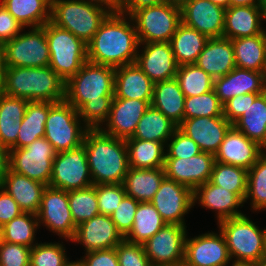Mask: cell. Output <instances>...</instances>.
Segmentation results:
<instances>
[{
  "instance_id": "31",
  "label": "cell",
  "mask_w": 266,
  "mask_h": 266,
  "mask_svg": "<svg viewBox=\"0 0 266 266\" xmlns=\"http://www.w3.org/2000/svg\"><path fill=\"white\" fill-rule=\"evenodd\" d=\"M28 101L0 93V142L7 149H17L18 132Z\"/></svg>"
},
{
  "instance_id": "51",
  "label": "cell",
  "mask_w": 266,
  "mask_h": 266,
  "mask_svg": "<svg viewBox=\"0 0 266 266\" xmlns=\"http://www.w3.org/2000/svg\"><path fill=\"white\" fill-rule=\"evenodd\" d=\"M139 202L133 197L125 196L111 215L116 229L125 237L133 227L134 216Z\"/></svg>"
},
{
  "instance_id": "67",
  "label": "cell",
  "mask_w": 266,
  "mask_h": 266,
  "mask_svg": "<svg viewBox=\"0 0 266 266\" xmlns=\"http://www.w3.org/2000/svg\"><path fill=\"white\" fill-rule=\"evenodd\" d=\"M263 18L266 21V0H264V4H263ZM265 33H266V29H264Z\"/></svg>"
},
{
  "instance_id": "54",
  "label": "cell",
  "mask_w": 266,
  "mask_h": 266,
  "mask_svg": "<svg viewBox=\"0 0 266 266\" xmlns=\"http://www.w3.org/2000/svg\"><path fill=\"white\" fill-rule=\"evenodd\" d=\"M79 261L81 266H119L115 248L87 252Z\"/></svg>"
},
{
  "instance_id": "11",
  "label": "cell",
  "mask_w": 266,
  "mask_h": 266,
  "mask_svg": "<svg viewBox=\"0 0 266 266\" xmlns=\"http://www.w3.org/2000/svg\"><path fill=\"white\" fill-rule=\"evenodd\" d=\"M3 45L7 67H44L50 64L45 25L30 27ZM24 32V33H23Z\"/></svg>"
},
{
  "instance_id": "65",
  "label": "cell",
  "mask_w": 266,
  "mask_h": 266,
  "mask_svg": "<svg viewBox=\"0 0 266 266\" xmlns=\"http://www.w3.org/2000/svg\"><path fill=\"white\" fill-rule=\"evenodd\" d=\"M64 266H81L80 265V261L76 260V261H68Z\"/></svg>"
},
{
  "instance_id": "60",
  "label": "cell",
  "mask_w": 266,
  "mask_h": 266,
  "mask_svg": "<svg viewBox=\"0 0 266 266\" xmlns=\"http://www.w3.org/2000/svg\"><path fill=\"white\" fill-rule=\"evenodd\" d=\"M264 0H230V7L263 6Z\"/></svg>"
},
{
  "instance_id": "9",
  "label": "cell",
  "mask_w": 266,
  "mask_h": 266,
  "mask_svg": "<svg viewBox=\"0 0 266 266\" xmlns=\"http://www.w3.org/2000/svg\"><path fill=\"white\" fill-rule=\"evenodd\" d=\"M139 43L169 42L181 20V9L167 3L145 7L131 16Z\"/></svg>"
},
{
  "instance_id": "1",
  "label": "cell",
  "mask_w": 266,
  "mask_h": 266,
  "mask_svg": "<svg viewBox=\"0 0 266 266\" xmlns=\"http://www.w3.org/2000/svg\"><path fill=\"white\" fill-rule=\"evenodd\" d=\"M115 68L86 61L66 81L64 100L77 111L89 129H100L110 114Z\"/></svg>"
},
{
  "instance_id": "25",
  "label": "cell",
  "mask_w": 266,
  "mask_h": 266,
  "mask_svg": "<svg viewBox=\"0 0 266 266\" xmlns=\"http://www.w3.org/2000/svg\"><path fill=\"white\" fill-rule=\"evenodd\" d=\"M213 89L224 104L238 95L263 93L266 91V84L263 72L235 67L227 75L215 78Z\"/></svg>"
},
{
  "instance_id": "56",
  "label": "cell",
  "mask_w": 266,
  "mask_h": 266,
  "mask_svg": "<svg viewBox=\"0 0 266 266\" xmlns=\"http://www.w3.org/2000/svg\"><path fill=\"white\" fill-rule=\"evenodd\" d=\"M23 211L17 202L0 187V226L10 222Z\"/></svg>"
},
{
  "instance_id": "57",
  "label": "cell",
  "mask_w": 266,
  "mask_h": 266,
  "mask_svg": "<svg viewBox=\"0 0 266 266\" xmlns=\"http://www.w3.org/2000/svg\"><path fill=\"white\" fill-rule=\"evenodd\" d=\"M164 3V0H123L118 12L131 16L135 11Z\"/></svg>"
},
{
  "instance_id": "69",
  "label": "cell",
  "mask_w": 266,
  "mask_h": 266,
  "mask_svg": "<svg viewBox=\"0 0 266 266\" xmlns=\"http://www.w3.org/2000/svg\"><path fill=\"white\" fill-rule=\"evenodd\" d=\"M260 266H266V255L261 259Z\"/></svg>"
},
{
  "instance_id": "16",
  "label": "cell",
  "mask_w": 266,
  "mask_h": 266,
  "mask_svg": "<svg viewBox=\"0 0 266 266\" xmlns=\"http://www.w3.org/2000/svg\"><path fill=\"white\" fill-rule=\"evenodd\" d=\"M230 262L228 247L220 230L186 237L184 266H227Z\"/></svg>"
},
{
  "instance_id": "35",
  "label": "cell",
  "mask_w": 266,
  "mask_h": 266,
  "mask_svg": "<svg viewBox=\"0 0 266 266\" xmlns=\"http://www.w3.org/2000/svg\"><path fill=\"white\" fill-rule=\"evenodd\" d=\"M235 66L263 72L266 58V33L232 39Z\"/></svg>"
},
{
  "instance_id": "26",
  "label": "cell",
  "mask_w": 266,
  "mask_h": 266,
  "mask_svg": "<svg viewBox=\"0 0 266 266\" xmlns=\"http://www.w3.org/2000/svg\"><path fill=\"white\" fill-rule=\"evenodd\" d=\"M263 6H237L225 10L222 37L236 39L264 33Z\"/></svg>"
},
{
  "instance_id": "27",
  "label": "cell",
  "mask_w": 266,
  "mask_h": 266,
  "mask_svg": "<svg viewBox=\"0 0 266 266\" xmlns=\"http://www.w3.org/2000/svg\"><path fill=\"white\" fill-rule=\"evenodd\" d=\"M195 64L214 79L227 75L236 67L232 40L209 38Z\"/></svg>"
},
{
  "instance_id": "19",
  "label": "cell",
  "mask_w": 266,
  "mask_h": 266,
  "mask_svg": "<svg viewBox=\"0 0 266 266\" xmlns=\"http://www.w3.org/2000/svg\"><path fill=\"white\" fill-rule=\"evenodd\" d=\"M140 47L135 63L154 84L176 78L178 64L170 42L140 43Z\"/></svg>"
},
{
  "instance_id": "48",
  "label": "cell",
  "mask_w": 266,
  "mask_h": 266,
  "mask_svg": "<svg viewBox=\"0 0 266 266\" xmlns=\"http://www.w3.org/2000/svg\"><path fill=\"white\" fill-rule=\"evenodd\" d=\"M165 146L167 148L165 159H188L202 152L196 142L183 133L178 127Z\"/></svg>"
},
{
  "instance_id": "52",
  "label": "cell",
  "mask_w": 266,
  "mask_h": 266,
  "mask_svg": "<svg viewBox=\"0 0 266 266\" xmlns=\"http://www.w3.org/2000/svg\"><path fill=\"white\" fill-rule=\"evenodd\" d=\"M30 251L25 245L2 241L0 266H30Z\"/></svg>"
},
{
  "instance_id": "12",
  "label": "cell",
  "mask_w": 266,
  "mask_h": 266,
  "mask_svg": "<svg viewBox=\"0 0 266 266\" xmlns=\"http://www.w3.org/2000/svg\"><path fill=\"white\" fill-rule=\"evenodd\" d=\"M93 185L84 144L58 152L53 160L49 186L64 191L84 189Z\"/></svg>"
},
{
  "instance_id": "41",
  "label": "cell",
  "mask_w": 266,
  "mask_h": 266,
  "mask_svg": "<svg viewBox=\"0 0 266 266\" xmlns=\"http://www.w3.org/2000/svg\"><path fill=\"white\" fill-rule=\"evenodd\" d=\"M248 170L221 162L214 163L209 182L235 193L243 202L247 193Z\"/></svg>"
},
{
  "instance_id": "68",
  "label": "cell",
  "mask_w": 266,
  "mask_h": 266,
  "mask_svg": "<svg viewBox=\"0 0 266 266\" xmlns=\"http://www.w3.org/2000/svg\"><path fill=\"white\" fill-rule=\"evenodd\" d=\"M263 76H264V81L266 84V58H265V65H264V69H263Z\"/></svg>"
},
{
  "instance_id": "42",
  "label": "cell",
  "mask_w": 266,
  "mask_h": 266,
  "mask_svg": "<svg viewBox=\"0 0 266 266\" xmlns=\"http://www.w3.org/2000/svg\"><path fill=\"white\" fill-rule=\"evenodd\" d=\"M39 228L37 214L23 212L2 226V239L32 248L37 244L35 233Z\"/></svg>"
},
{
  "instance_id": "30",
  "label": "cell",
  "mask_w": 266,
  "mask_h": 266,
  "mask_svg": "<svg viewBox=\"0 0 266 266\" xmlns=\"http://www.w3.org/2000/svg\"><path fill=\"white\" fill-rule=\"evenodd\" d=\"M232 126L266 148V91L249 93V107Z\"/></svg>"
},
{
  "instance_id": "43",
  "label": "cell",
  "mask_w": 266,
  "mask_h": 266,
  "mask_svg": "<svg viewBox=\"0 0 266 266\" xmlns=\"http://www.w3.org/2000/svg\"><path fill=\"white\" fill-rule=\"evenodd\" d=\"M176 79L185 97L207 93L214 86V78L196 64L178 66Z\"/></svg>"
},
{
  "instance_id": "39",
  "label": "cell",
  "mask_w": 266,
  "mask_h": 266,
  "mask_svg": "<svg viewBox=\"0 0 266 266\" xmlns=\"http://www.w3.org/2000/svg\"><path fill=\"white\" fill-rule=\"evenodd\" d=\"M177 126L151 105L141 117L132 137L127 139L151 140L166 145Z\"/></svg>"
},
{
  "instance_id": "6",
  "label": "cell",
  "mask_w": 266,
  "mask_h": 266,
  "mask_svg": "<svg viewBox=\"0 0 266 266\" xmlns=\"http://www.w3.org/2000/svg\"><path fill=\"white\" fill-rule=\"evenodd\" d=\"M231 259L260 263L266 255V228L262 229L246 214L217 223Z\"/></svg>"
},
{
  "instance_id": "10",
  "label": "cell",
  "mask_w": 266,
  "mask_h": 266,
  "mask_svg": "<svg viewBox=\"0 0 266 266\" xmlns=\"http://www.w3.org/2000/svg\"><path fill=\"white\" fill-rule=\"evenodd\" d=\"M56 151L44 137L23 148L9 150V168L49 186Z\"/></svg>"
},
{
  "instance_id": "20",
  "label": "cell",
  "mask_w": 266,
  "mask_h": 266,
  "mask_svg": "<svg viewBox=\"0 0 266 266\" xmlns=\"http://www.w3.org/2000/svg\"><path fill=\"white\" fill-rule=\"evenodd\" d=\"M124 237L109 215L98 214L76 227L71 242L82 244L85 253L115 248Z\"/></svg>"
},
{
  "instance_id": "29",
  "label": "cell",
  "mask_w": 266,
  "mask_h": 266,
  "mask_svg": "<svg viewBox=\"0 0 266 266\" xmlns=\"http://www.w3.org/2000/svg\"><path fill=\"white\" fill-rule=\"evenodd\" d=\"M47 185L8 168L1 188L18 204L23 212L37 214L41 205L42 194Z\"/></svg>"
},
{
  "instance_id": "61",
  "label": "cell",
  "mask_w": 266,
  "mask_h": 266,
  "mask_svg": "<svg viewBox=\"0 0 266 266\" xmlns=\"http://www.w3.org/2000/svg\"><path fill=\"white\" fill-rule=\"evenodd\" d=\"M93 2L100 3L111 11H119L123 0H92Z\"/></svg>"
},
{
  "instance_id": "38",
  "label": "cell",
  "mask_w": 266,
  "mask_h": 266,
  "mask_svg": "<svg viewBox=\"0 0 266 266\" xmlns=\"http://www.w3.org/2000/svg\"><path fill=\"white\" fill-rule=\"evenodd\" d=\"M49 112V102L28 101L21 127L18 132L17 148H23L45 136V123Z\"/></svg>"
},
{
  "instance_id": "49",
  "label": "cell",
  "mask_w": 266,
  "mask_h": 266,
  "mask_svg": "<svg viewBox=\"0 0 266 266\" xmlns=\"http://www.w3.org/2000/svg\"><path fill=\"white\" fill-rule=\"evenodd\" d=\"M98 210L100 214L111 216L126 196L123 184L96 185Z\"/></svg>"
},
{
  "instance_id": "50",
  "label": "cell",
  "mask_w": 266,
  "mask_h": 266,
  "mask_svg": "<svg viewBox=\"0 0 266 266\" xmlns=\"http://www.w3.org/2000/svg\"><path fill=\"white\" fill-rule=\"evenodd\" d=\"M115 249L119 266H151L142 244L123 239Z\"/></svg>"
},
{
  "instance_id": "71",
  "label": "cell",
  "mask_w": 266,
  "mask_h": 266,
  "mask_svg": "<svg viewBox=\"0 0 266 266\" xmlns=\"http://www.w3.org/2000/svg\"><path fill=\"white\" fill-rule=\"evenodd\" d=\"M51 4L54 2V1H56V0H48Z\"/></svg>"
},
{
  "instance_id": "3",
  "label": "cell",
  "mask_w": 266,
  "mask_h": 266,
  "mask_svg": "<svg viewBox=\"0 0 266 266\" xmlns=\"http://www.w3.org/2000/svg\"><path fill=\"white\" fill-rule=\"evenodd\" d=\"M83 144L93 185L123 184L129 169L125 139L89 129Z\"/></svg>"
},
{
  "instance_id": "70",
  "label": "cell",
  "mask_w": 266,
  "mask_h": 266,
  "mask_svg": "<svg viewBox=\"0 0 266 266\" xmlns=\"http://www.w3.org/2000/svg\"><path fill=\"white\" fill-rule=\"evenodd\" d=\"M3 239H2V227L0 226V245L2 243Z\"/></svg>"
},
{
  "instance_id": "33",
  "label": "cell",
  "mask_w": 266,
  "mask_h": 266,
  "mask_svg": "<svg viewBox=\"0 0 266 266\" xmlns=\"http://www.w3.org/2000/svg\"><path fill=\"white\" fill-rule=\"evenodd\" d=\"M165 177L164 168L129 167L123 186L127 196L133 197L138 202H150Z\"/></svg>"
},
{
  "instance_id": "44",
  "label": "cell",
  "mask_w": 266,
  "mask_h": 266,
  "mask_svg": "<svg viewBox=\"0 0 266 266\" xmlns=\"http://www.w3.org/2000/svg\"><path fill=\"white\" fill-rule=\"evenodd\" d=\"M68 202L72 219L76 226L100 214L98 210L96 185L68 191Z\"/></svg>"
},
{
  "instance_id": "36",
  "label": "cell",
  "mask_w": 266,
  "mask_h": 266,
  "mask_svg": "<svg viewBox=\"0 0 266 266\" xmlns=\"http://www.w3.org/2000/svg\"><path fill=\"white\" fill-rule=\"evenodd\" d=\"M128 165L137 169L164 168L166 146L151 140L125 139Z\"/></svg>"
},
{
  "instance_id": "63",
  "label": "cell",
  "mask_w": 266,
  "mask_h": 266,
  "mask_svg": "<svg viewBox=\"0 0 266 266\" xmlns=\"http://www.w3.org/2000/svg\"><path fill=\"white\" fill-rule=\"evenodd\" d=\"M190 0H164V3L182 9Z\"/></svg>"
},
{
  "instance_id": "2",
  "label": "cell",
  "mask_w": 266,
  "mask_h": 266,
  "mask_svg": "<svg viewBox=\"0 0 266 266\" xmlns=\"http://www.w3.org/2000/svg\"><path fill=\"white\" fill-rule=\"evenodd\" d=\"M139 45L132 18L112 11L87 44L88 61L113 68L134 64Z\"/></svg>"
},
{
  "instance_id": "15",
  "label": "cell",
  "mask_w": 266,
  "mask_h": 266,
  "mask_svg": "<svg viewBox=\"0 0 266 266\" xmlns=\"http://www.w3.org/2000/svg\"><path fill=\"white\" fill-rule=\"evenodd\" d=\"M150 202L166 224L186 226L184 216L194 207L193 191L165 177Z\"/></svg>"
},
{
  "instance_id": "17",
  "label": "cell",
  "mask_w": 266,
  "mask_h": 266,
  "mask_svg": "<svg viewBox=\"0 0 266 266\" xmlns=\"http://www.w3.org/2000/svg\"><path fill=\"white\" fill-rule=\"evenodd\" d=\"M151 102L139 99L113 98L110 114L100 130L116 138L132 137L138 122L150 107Z\"/></svg>"
},
{
  "instance_id": "4",
  "label": "cell",
  "mask_w": 266,
  "mask_h": 266,
  "mask_svg": "<svg viewBox=\"0 0 266 266\" xmlns=\"http://www.w3.org/2000/svg\"><path fill=\"white\" fill-rule=\"evenodd\" d=\"M66 82L50 67H7L2 93L27 101L56 103L65 98Z\"/></svg>"
},
{
  "instance_id": "22",
  "label": "cell",
  "mask_w": 266,
  "mask_h": 266,
  "mask_svg": "<svg viewBox=\"0 0 266 266\" xmlns=\"http://www.w3.org/2000/svg\"><path fill=\"white\" fill-rule=\"evenodd\" d=\"M225 10L209 0H190L181 9V20L208 38H219L223 35Z\"/></svg>"
},
{
  "instance_id": "64",
  "label": "cell",
  "mask_w": 266,
  "mask_h": 266,
  "mask_svg": "<svg viewBox=\"0 0 266 266\" xmlns=\"http://www.w3.org/2000/svg\"><path fill=\"white\" fill-rule=\"evenodd\" d=\"M213 4L219 5L225 9L230 7V0H209Z\"/></svg>"
},
{
  "instance_id": "34",
  "label": "cell",
  "mask_w": 266,
  "mask_h": 266,
  "mask_svg": "<svg viewBox=\"0 0 266 266\" xmlns=\"http://www.w3.org/2000/svg\"><path fill=\"white\" fill-rule=\"evenodd\" d=\"M209 38L181 22L170 39V45L178 66L195 64Z\"/></svg>"
},
{
  "instance_id": "37",
  "label": "cell",
  "mask_w": 266,
  "mask_h": 266,
  "mask_svg": "<svg viewBox=\"0 0 266 266\" xmlns=\"http://www.w3.org/2000/svg\"><path fill=\"white\" fill-rule=\"evenodd\" d=\"M0 3L24 28L41 27L51 19L48 0H0Z\"/></svg>"
},
{
  "instance_id": "13",
  "label": "cell",
  "mask_w": 266,
  "mask_h": 266,
  "mask_svg": "<svg viewBox=\"0 0 266 266\" xmlns=\"http://www.w3.org/2000/svg\"><path fill=\"white\" fill-rule=\"evenodd\" d=\"M37 218L39 226H45L60 238L63 237V240L71 241L74 238L77 226L72 219L67 191L47 186L42 194Z\"/></svg>"
},
{
  "instance_id": "62",
  "label": "cell",
  "mask_w": 266,
  "mask_h": 266,
  "mask_svg": "<svg viewBox=\"0 0 266 266\" xmlns=\"http://www.w3.org/2000/svg\"><path fill=\"white\" fill-rule=\"evenodd\" d=\"M232 265L230 263L227 266H260V263L251 262V261H240V260H232Z\"/></svg>"
},
{
  "instance_id": "28",
  "label": "cell",
  "mask_w": 266,
  "mask_h": 266,
  "mask_svg": "<svg viewBox=\"0 0 266 266\" xmlns=\"http://www.w3.org/2000/svg\"><path fill=\"white\" fill-rule=\"evenodd\" d=\"M153 86L136 63L115 68L113 98L152 101Z\"/></svg>"
},
{
  "instance_id": "7",
  "label": "cell",
  "mask_w": 266,
  "mask_h": 266,
  "mask_svg": "<svg viewBox=\"0 0 266 266\" xmlns=\"http://www.w3.org/2000/svg\"><path fill=\"white\" fill-rule=\"evenodd\" d=\"M49 66L66 82L88 61L87 44L51 21L45 24Z\"/></svg>"
},
{
  "instance_id": "53",
  "label": "cell",
  "mask_w": 266,
  "mask_h": 266,
  "mask_svg": "<svg viewBox=\"0 0 266 266\" xmlns=\"http://www.w3.org/2000/svg\"><path fill=\"white\" fill-rule=\"evenodd\" d=\"M25 29L26 28H24V26L0 3V45L3 46Z\"/></svg>"
},
{
  "instance_id": "18",
  "label": "cell",
  "mask_w": 266,
  "mask_h": 266,
  "mask_svg": "<svg viewBox=\"0 0 266 266\" xmlns=\"http://www.w3.org/2000/svg\"><path fill=\"white\" fill-rule=\"evenodd\" d=\"M214 163L215 155L207 152H201L188 159H165V176L194 191L209 181Z\"/></svg>"
},
{
  "instance_id": "23",
  "label": "cell",
  "mask_w": 266,
  "mask_h": 266,
  "mask_svg": "<svg viewBox=\"0 0 266 266\" xmlns=\"http://www.w3.org/2000/svg\"><path fill=\"white\" fill-rule=\"evenodd\" d=\"M263 154V147L232 126L215 154V161L249 170Z\"/></svg>"
},
{
  "instance_id": "40",
  "label": "cell",
  "mask_w": 266,
  "mask_h": 266,
  "mask_svg": "<svg viewBox=\"0 0 266 266\" xmlns=\"http://www.w3.org/2000/svg\"><path fill=\"white\" fill-rule=\"evenodd\" d=\"M165 224V221L151 202H139L134 216L133 227L124 239L131 243L143 244Z\"/></svg>"
},
{
  "instance_id": "46",
  "label": "cell",
  "mask_w": 266,
  "mask_h": 266,
  "mask_svg": "<svg viewBox=\"0 0 266 266\" xmlns=\"http://www.w3.org/2000/svg\"><path fill=\"white\" fill-rule=\"evenodd\" d=\"M223 116V104L214 89L197 96L185 97L184 119Z\"/></svg>"
},
{
  "instance_id": "14",
  "label": "cell",
  "mask_w": 266,
  "mask_h": 266,
  "mask_svg": "<svg viewBox=\"0 0 266 266\" xmlns=\"http://www.w3.org/2000/svg\"><path fill=\"white\" fill-rule=\"evenodd\" d=\"M187 226L165 224L143 243L151 265L184 263Z\"/></svg>"
},
{
  "instance_id": "59",
  "label": "cell",
  "mask_w": 266,
  "mask_h": 266,
  "mask_svg": "<svg viewBox=\"0 0 266 266\" xmlns=\"http://www.w3.org/2000/svg\"><path fill=\"white\" fill-rule=\"evenodd\" d=\"M6 59L3 46L0 47V93H2L4 85V77L6 72Z\"/></svg>"
},
{
  "instance_id": "47",
  "label": "cell",
  "mask_w": 266,
  "mask_h": 266,
  "mask_svg": "<svg viewBox=\"0 0 266 266\" xmlns=\"http://www.w3.org/2000/svg\"><path fill=\"white\" fill-rule=\"evenodd\" d=\"M63 245V242H37L30 251V266H64L70 260Z\"/></svg>"
},
{
  "instance_id": "58",
  "label": "cell",
  "mask_w": 266,
  "mask_h": 266,
  "mask_svg": "<svg viewBox=\"0 0 266 266\" xmlns=\"http://www.w3.org/2000/svg\"><path fill=\"white\" fill-rule=\"evenodd\" d=\"M9 168V150L0 142V187Z\"/></svg>"
},
{
  "instance_id": "55",
  "label": "cell",
  "mask_w": 266,
  "mask_h": 266,
  "mask_svg": "<svg viewBox=\"0 0 266 266\" xmlns=\"http://www.w3.org/2000/svg\"><path fill=\"white\" fill-rule=\"evenodd\" d=\"M249 107V94L238 95L223 104V116L233 124Z\"/></svg>"
},
{
  "instance_id": "45",
  "label": "cell",
  "mask_w": 266,
  "mask_h": 266,
  "mask_svg": "<svg viewBox=\"0 0 266 266\" xmlns=\"http://www.w3.org/2000/svg\"><path fill=\"white\" fill-rule=\"evenodd\" d=\"M250 199L253 211L266 210V154L248 170L247 193L244 203Z\"/></svg>"
},
{
  "instance_id": "8",
  "label": "cell",
  "mask_w": 266,
  "mask_h": 266,
  "mask_svg": "<svg viewBox=\"0 0 266 266\" xmlns=\"http://www.w3.org/2000/svg\"><path fill=\"white\" fill-rule=\"evenodd\" d=\"M88 130L78 111L70 103L65 100L49 102L44 138L52 144L57 153L82 145Z\"/></svg>"
},
{
  "instance_id": "5",
  "label": "cell",
  "mask_w": 266,
  "mask_h": 266,
  "mask_svg": "<svg viewBox=\"0 0 266 266\" xmlns=\"http://www.w3.org/2000/svg\"><path fill=\"white\" fill-rule=\"evenodd\" d=\"M112 11L92 0H56L50 21L88 44Z\"/></svg>"
},
{
  "instance_id": "66",
  "label": "cell",
  "mask_w": 266,
  "mask_h": 266,
  "mask_svg": "<svg viewBox=\"0 0 266 266\" xmlns=\"http://www.w3.org/2000/svg\"><path fill=\"white\" fill-rule=\"evenodd\" d=\"M151 266H184V263H177V264H159V265H151Z\"/></svg>"
},
{
  "instance_id": "21",
  "label": "cell",
  "mask_w": 266,
  "mask_h": 266,
  "mask_svg": "<svg viewBox=\"0 0 266 266\" xmlns=\"http://www.w3.org/2000/svg\"><path fill=\"white\" fill-rule=\"evenodd\" d=\"M232 124L224 116L183 119L178 128L193 139L202 152L215 155Z\"/></svg>"
},
{
  "instance_id": "24",
  "label": "cell",
  "mask_w": 266,
  "mask_h": 266,
  "mask_svg": "<svg viewBox=\"0 0 266 266\" xmlns=\"http://www.w3.org/2000/svg\"><path fill=\"white\" fill-rule=\"evenodd\" d=\"M198 203L201 207L215 211L217 223L244 215L238 208L244 202L233 192L207 181L193 191V205Z\"/></svg>"
},
{
  "instance_id": "32",
  "label": "cell",
  "mask_w": 266,
  "mask_h": 266,
  "mask_svg": "<svg viewBox=\"0 0 266 266\" xmlns=\"http://www.w3.org/2000/svg\"><path fill=\"white\" fill-rule=\"evenodd\" d=\"M184 103L185 96L176 78L154 84L151 106L162 112L177 127L184 119Z\"/></svg>"
}]
</instances>
